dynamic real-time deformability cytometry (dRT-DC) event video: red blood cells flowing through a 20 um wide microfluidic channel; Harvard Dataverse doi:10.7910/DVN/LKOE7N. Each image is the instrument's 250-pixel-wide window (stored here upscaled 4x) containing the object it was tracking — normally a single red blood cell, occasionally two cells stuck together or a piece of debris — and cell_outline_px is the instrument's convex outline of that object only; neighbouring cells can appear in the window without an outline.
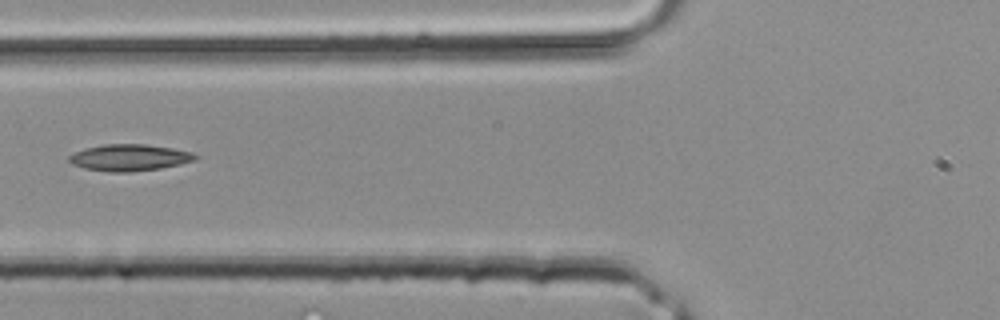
{"species": "common noctule bat (a hibernating species)", "species_latin": "Nyctalus noctula", "temperature_condition": "room temperature", "stored_images_in_passage": 3, "camera_frame_rate_fps": 3000, "um_per_image_px": 0.085, "animal": {"sex": "male", "body_mass_g": 20.4}, "frame": {"image": 1, "passage_image": 3, "time_ms": 0.667, "image_size_px": [1000, 320], "cell_outline_px": [[200, 156], [196, 160], [180, 164], [160, 168], [132, 172], [112, 172], [84, 168], [72, 164], [68, 160], [68, 156], [84, 148], [104, 144], [144, 144], [172, 148], [196, 152]], "centroid_in_image_um": [11.05, 13.39], "position_along_channel_um": 114.8, "area_um2": 19.71}}